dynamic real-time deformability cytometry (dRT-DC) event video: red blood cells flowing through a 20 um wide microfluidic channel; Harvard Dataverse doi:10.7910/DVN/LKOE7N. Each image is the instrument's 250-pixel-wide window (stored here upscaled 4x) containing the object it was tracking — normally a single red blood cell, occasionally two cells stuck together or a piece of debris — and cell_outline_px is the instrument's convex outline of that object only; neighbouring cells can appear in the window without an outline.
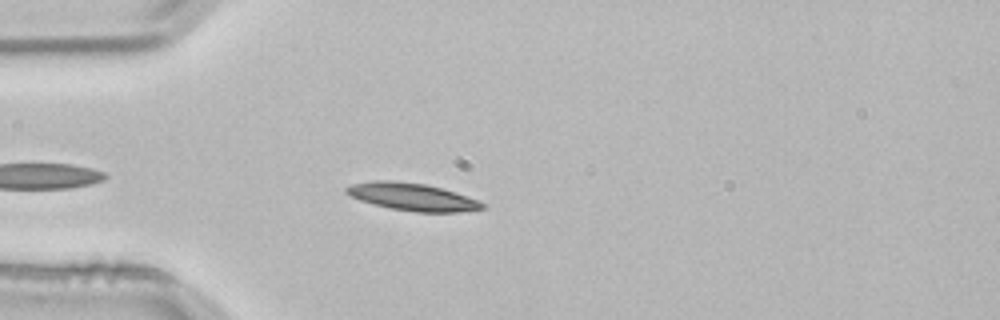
{"species": "common noctule bat (a hibernating species)", "species_latin": "Nyctalus noctula", "temperature_condition": "room temperature", "stored_images_in_passage": 45, "camera_frame_rate_fps": 3000, "um_per_image_px": 0.085, "animal": {"sex": "male", "body_mass_g": 21.5, "forearm_length_mm": 52.0}, "frame": {"image": 1, "passage_image": 6, "time_ms": 1.667, "image_size_px": [1000, 320], "cell_outline_px": [[488, 208], [460, 212], [416, 212], [388, 208], [372, 204], [360, 200], [344, 192], [344, 188], [352, 184], [372, 180], [396, 180], [424, 184], [440, 188], [480, 200], [488, 204]], "centroid_in_image_um": [35.07, 16.74], "position_along_channel_um": 49.9, "area_um2": 22.02}}
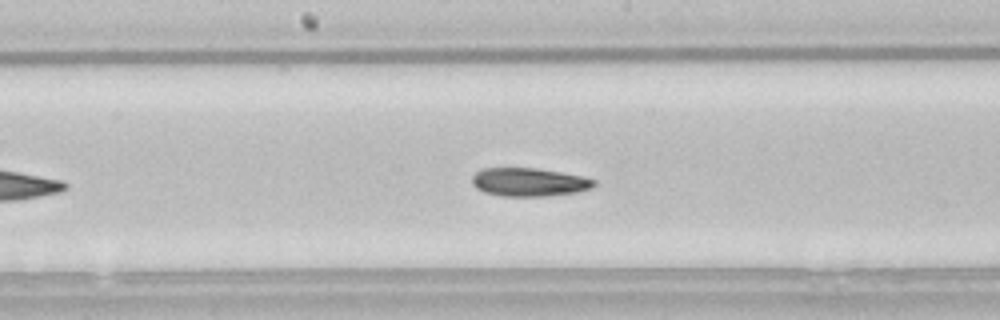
{"frame": {"image": 2, "passage_image": 19, "time_ms": 6.0, "image_size_px": [1000, 320], "cell_outline_px": [[596, 184], [592, 188], [576, 192], [544, 196], [504, 196], [484, 192], [476, 188], [472, 184], [472, 176], [480, 168], [536, 168], [584, 176], [596, 180]], "centroid_in_image_um": [44.97, 15.47], "position_along_channel_um": 203.2, "area_um2": 20.23}}
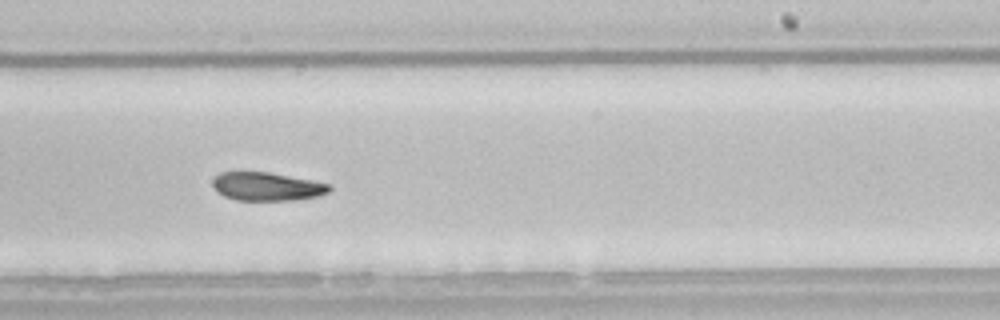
{"frame": {"image": 3, "passage_image": 24, "time_ms": 7.667, "image_size_px": [1000, 320], "cell_outline_px": [[332, 188], [328, 192], [320, 196], [292, 200], [236, 200], [224, 196], [216, 192], [212, 184], [212, 180], [220, 172], [268, 172], [312, 180], [328, 184]], "centroid_in_image_um": [22.67, 15.85], "position_along_channel_um": 266.3, "area_um2": 19.31}, "authors_computed_cell_mechanics": {"area_um2": 20.4612, "velocity_mm_per_s": 3.8104, "shape_relaxation_time_tau1_ms": 5.3407, "shape_relaxation_time_tau2_ms": 6.2328, "deformation_change_tau1": 0.1614, "deformation_change_tau2": 0.1308}}